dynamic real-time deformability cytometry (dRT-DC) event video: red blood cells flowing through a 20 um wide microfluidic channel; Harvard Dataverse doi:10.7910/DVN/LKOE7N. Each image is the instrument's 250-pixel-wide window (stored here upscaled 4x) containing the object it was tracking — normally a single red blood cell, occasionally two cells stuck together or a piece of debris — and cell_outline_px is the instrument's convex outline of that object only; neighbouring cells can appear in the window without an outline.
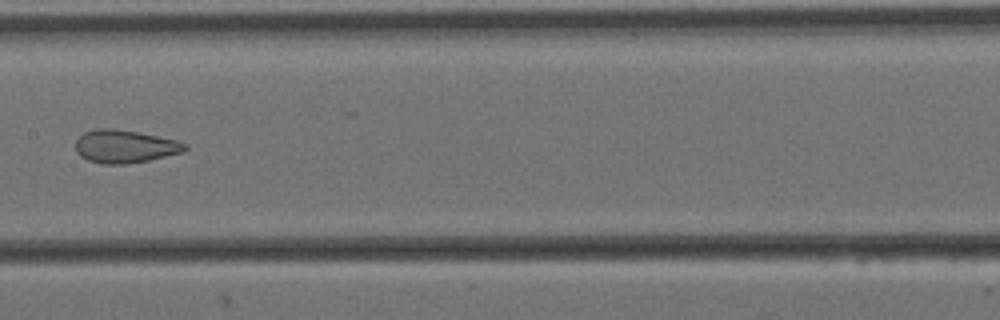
{"species": "Egyptian fruit bat (a non-hibernating species)", "species_latin": "Rousettus aegyptiacus", "temperature_condition": "cold", "stored_images_in_passage": 9, "camera_frame_rate_fps": 3000, "um_per_image_px": 0.085, "animal": {"sex": "female"}, "frame": {"image": 1, "passage_image": 8, "time_ms": 2.333, "image_size_px": [1000, 320], "cell_outline_px": [[188, 148], [184, 152], [148, 160], [128, 164], [104, 164], [88, 160], [80, 156], [76, 152], [76, 140], [84, 132], [96, 128], [112, 128], [136, 132], [176, 140], [188, 144]], "centroid_in_image_um": [10.61, 12.45], "position_along_channel_um": 196.8, "area_um2": 20.98}}
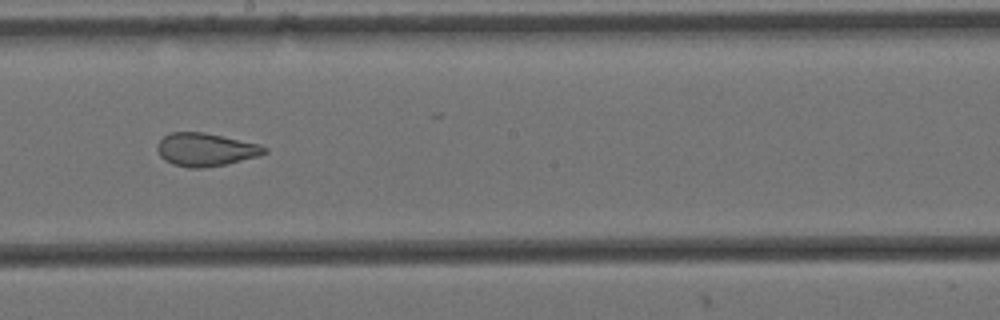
{"frame": {"image": 2, "passage_image": 9, "time_ms": 2.667, "image_size_px": [1000, 320], "cell_outline_px": [[268, 152], [260, 156], [224, 164], [200, 168], [188, 168], [172, 164], [164, 160], [160, 156], [156, 148], [156, 144], [164, 136], [172, 132], [204, 132], [260, 144], [268, 148]], "centroid_in_image_um": [17.47, 12.71], "position_along_channel_um": 230.7, "area_um2": 20.75}}